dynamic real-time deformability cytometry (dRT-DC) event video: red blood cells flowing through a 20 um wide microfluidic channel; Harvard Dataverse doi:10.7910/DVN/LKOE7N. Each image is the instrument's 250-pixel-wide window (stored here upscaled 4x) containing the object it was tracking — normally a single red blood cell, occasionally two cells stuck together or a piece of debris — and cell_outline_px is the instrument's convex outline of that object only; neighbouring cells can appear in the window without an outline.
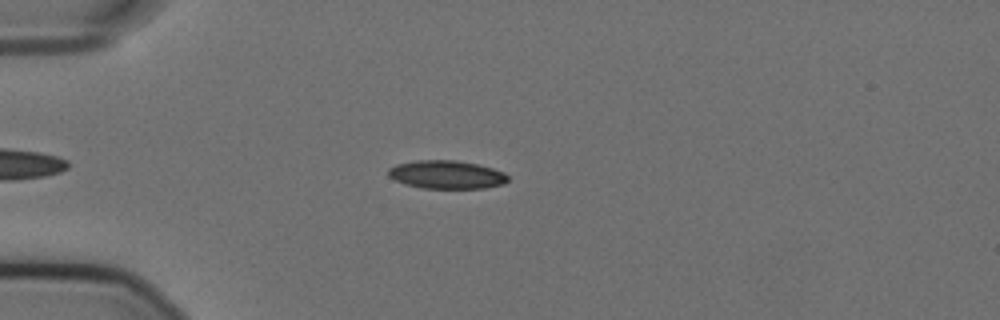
{"species": "Egyptian fruit bat (a non-hibernating species)", "species_latin": "Rousettus aegyptiacus", "temperature_condition": "cold", "stored_images_in_passage": 53, "camera_frame_rate_fps": 3000, "um_per_image_px": 0.085, "animal": {"sex": "female"}, "frame": {"image": 1, "passage_image": 12, "time_ms": 3.667, "image_size_px": [1000, 320], "cell_outline_px": [[508, 180], [504, 184], [484, 188], [420, 188], [404, 184], [388, 176], [388, 168], [396, 164], [416, 160], [456, 160], [476, 164], [492, 168], [504, 172], [508, 176]], "centroid_in_image_um": [37.94, 14.84], "position_along_channel_um": 47.1, "area_um2": 19.77}}
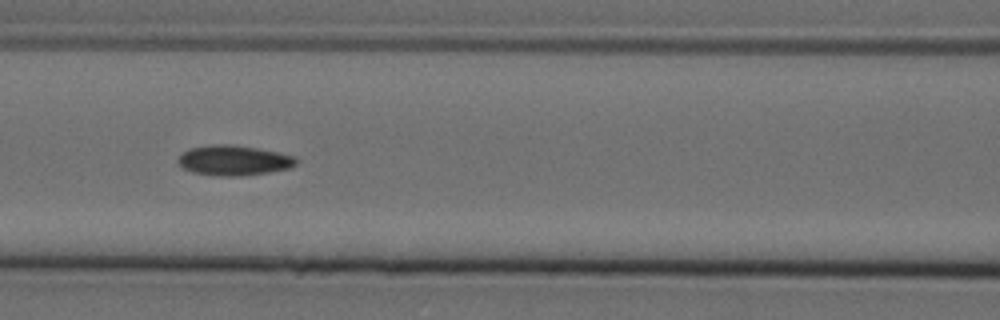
{"frame": {"image": 2, "passage_image": 22, "time_ms": 7.0, "image_size_px": [1000, 320], "cell_outline_px": [[300, 160], [296, 164], [288, 168], [268, 172], [240, 176], [216, 176], [192, 172], [176, 164], [176, 160], [188, 148], [212, 144], [232, 144], [280, 152], [296, 156]], "centroid_in_image_um": [19.87, 13.62], "position_along_channel_um": 146.7, "area_um2": 20.98}}
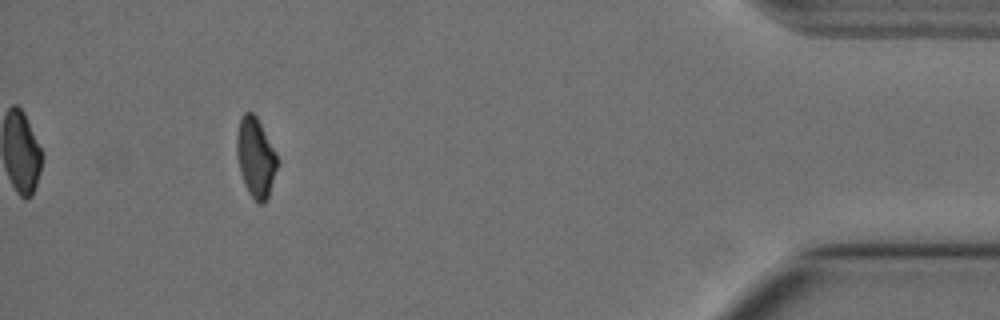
{"frame": {"image": 3, "passage_image": 49, "time_ms": 16.0, "image_size_px": [1000, 320], "cell_outline_px": [[280, 160], [268, 200], [264, 204], [260, 204], [248, 192], [244, 184], [240, 172], [236, 152], [236, 132], [240, 120], [244, 112], [252, 112], [256, 116], [276, 152]], "centroid_in_image_um": [21.75, 13.41], "position_along_channel_um": 413.5, "area_um2": 19.13}, "authors_computed_cell_mechanics": {"area_um2": 19.8832, "velocity_mm_per_s": 3.5893, "shape_relaxation_time_tau1_ms": 10.063, "shape_relaxation_time_tau2_ms": null, "deformation_change_tau1": 0.183, "deformation_change_tau2": null}}